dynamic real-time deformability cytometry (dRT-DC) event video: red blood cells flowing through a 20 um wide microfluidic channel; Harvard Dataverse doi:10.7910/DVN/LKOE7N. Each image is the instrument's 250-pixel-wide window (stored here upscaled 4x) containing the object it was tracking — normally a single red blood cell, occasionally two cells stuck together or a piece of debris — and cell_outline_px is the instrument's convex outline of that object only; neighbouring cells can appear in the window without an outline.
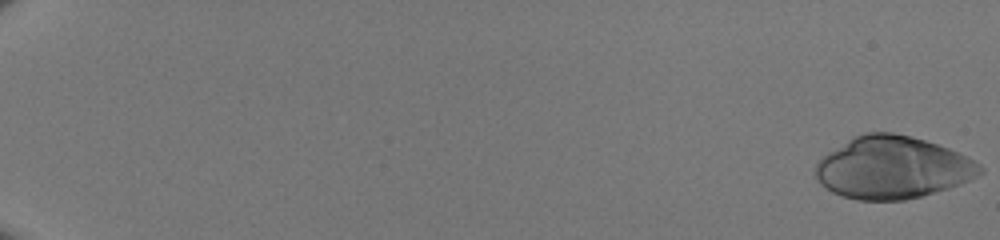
{"species": "human", "species_latin": "Homo sapiens", "temperature_condition": "room temperature", "stored_images_in_passage": 24, "camera_frame_rate_fps": 3000, "um_per_image_px": 0.085, "donor": {"sex": "male"}, "frame": {"image": 1, "passage_image": 1, "time_ms": 0.0, "image_size_px": [1000, 240], "cell_outline_px": [[984, 172], [960, 184], [948, 188], [920, 196], [904, 200], [856, 200], [832, 192], [820, 184], [816, 176], [816, 164], [828, 152], [852, 136], [864, 132], [892, 132], [912, 136], [948, 148], [980, 164], [984, 168]], "centroid_in_image_um": [75.84, 14.24], "position_along_channel_um": 9.2, "area_um2": 59.42}}
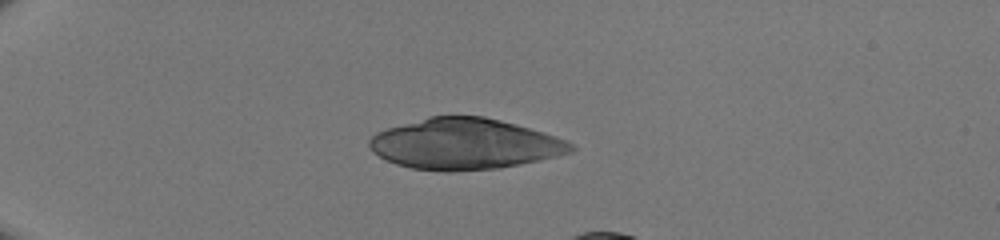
{"frame": {"image": 2, "passage_image": 16, "time_ms": 5.0, "image_size_px": [1000, 240], "cell_outline_px": [[576, 148], [572, 152], [540, 160], [500, 168], [452, 172], [444, 172], [412, 168], [396, 164], [372, 152], [368, 144], [368, 140], [376, 132], [388, 128], [428, 116], [484, 116], [516, 124], [556, 136], [568, 140]], "centroid_in_image_um": [39.5, 12.24], "position_along_channel_um": 45.5, "area_um2": 59.94}}